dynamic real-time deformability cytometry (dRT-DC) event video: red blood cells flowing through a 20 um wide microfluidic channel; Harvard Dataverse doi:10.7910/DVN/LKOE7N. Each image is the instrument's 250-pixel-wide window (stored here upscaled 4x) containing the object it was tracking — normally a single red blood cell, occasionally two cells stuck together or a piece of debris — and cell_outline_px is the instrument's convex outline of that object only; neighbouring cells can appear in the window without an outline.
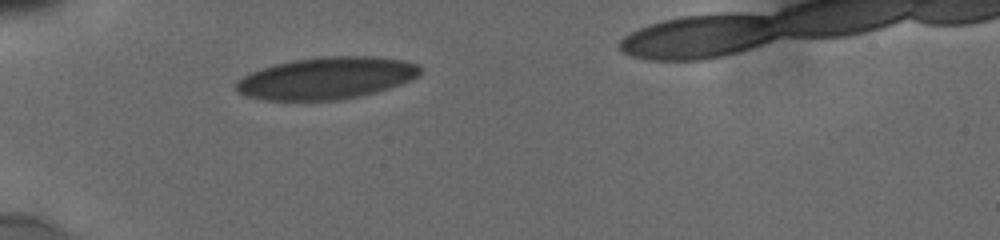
{"species": "human", "species_latin": "Homo sapiens", "temperature_condition": "cold", "stored_images_in_passage": 1, "camera_frame_rate_fps": 3000, "um_per_image_px": 0.085, "donor": {"sex": "male"}, "frame": {"image": 1, "passage_image": 1, "time_ms": 0.0, "image_size_px": [1000, 240], "cell_outline_px": [[420, 76], [400, 84], [376, 92], [360, 96], [340, 100], [268, 100], [248, 96], [236, 92], [236, 80], [252, 72], [276, 64], [292, 60], [324, 56], [376, 56], [404, 60], [416, 64], [420, 68]], "centroid_in_image_um": [27.77, 6.64], "position_along_channel_um": 57.2, "area_um2": 44.97}}